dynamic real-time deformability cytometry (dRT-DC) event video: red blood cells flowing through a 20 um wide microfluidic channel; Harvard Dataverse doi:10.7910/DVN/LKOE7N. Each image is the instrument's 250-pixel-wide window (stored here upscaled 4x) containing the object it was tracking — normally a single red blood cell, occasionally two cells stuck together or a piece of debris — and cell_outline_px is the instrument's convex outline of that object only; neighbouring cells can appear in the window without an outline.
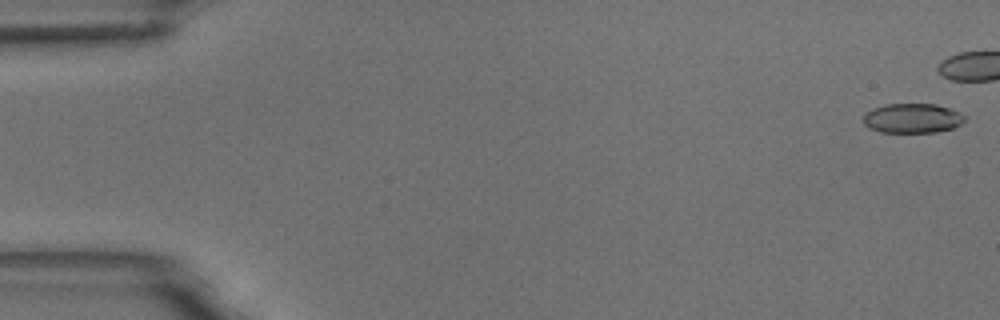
{"species": "common noctule bat (a hibernating species)", "species_latin": "Nyctalus noctula", "temperature_condition": "room temperature", "stored_images_in_passage": 9, "camera_frame_rate_fps": 3000, "um_per_image_px": 0.085, "animal": {"sex": "male", "body_mass_g": 18.8}, "frame": {"image": 1, "passage_image": 1, "time_ms": 0.0, "image_size_px": [1000, 320], "cell_outline_px": [[964, 120], [960, 124], [952, 128], [936, 132], [880, 132], [868, 128], [864, 124], [864, 112], [872, 108], [884, 104], [936, 104], [960, 112], [964, 116]], "centroid_in_image_um": [77.51, 10.04], "position_along_channel_um": 7.5, "area_um2": 17.51}}